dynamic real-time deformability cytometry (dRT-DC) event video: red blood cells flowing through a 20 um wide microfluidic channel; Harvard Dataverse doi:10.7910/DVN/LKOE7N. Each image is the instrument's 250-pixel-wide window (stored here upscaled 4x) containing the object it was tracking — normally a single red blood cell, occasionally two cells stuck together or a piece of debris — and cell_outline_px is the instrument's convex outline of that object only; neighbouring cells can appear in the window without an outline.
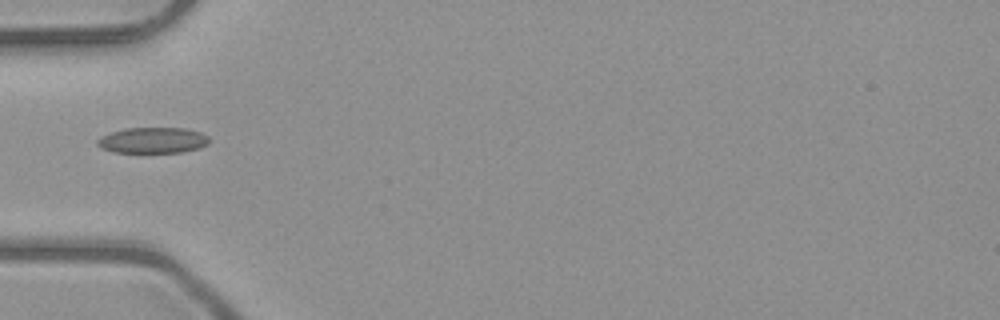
{"species": "common noctule bat (a hibernating species)", "species_latin": "Nyctalus noctula", "temperature_condition": "room temperature", "stored_images_in_passage": 33, "camera_frame_rate_fps": 3000, "um_per_image_px": 0.085, "animal": {"sex": "male", "body_mass_g": 23.1, "forearm_length_mm": 52.7}, "frame": {"image": 1, "passage_image": 1, "time_ms": 0.0, "image_size_px": [1000, 320], "cell_outline_px": [[212, 140], [208, 144], [200, 148], [180, 152], [112, 152], [100, 148], [96, 144], [96, 140], [100, 136], [124, 128], [184, 128], [200, 132], [208, 136]], "centroid_in_image_um": [12.98, 11.92], "position_along_channel_um": 72.0, "area_um2": 16.99}}
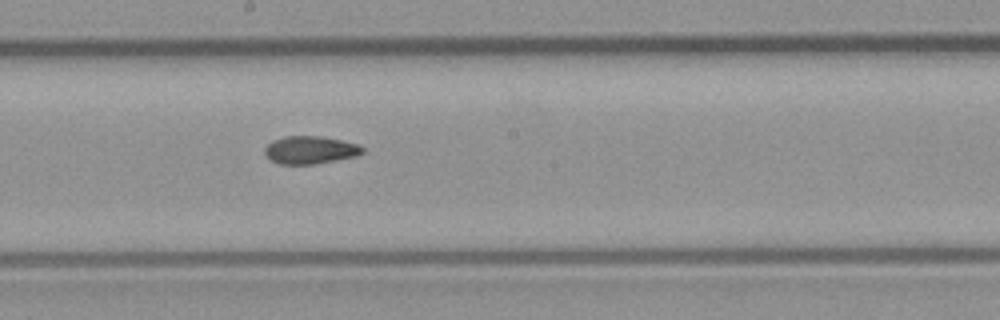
{"frame": {"image": 2, "passage_image": 12, "time_ms": 3.667, "image_size_px": [1000, 320], "cell_outline_px": [[364, 152], [356, 156], [312, 164], [280, 164], [264, 156], [264, 148], [272, 140], [284, 136], [320, 136], [340, 140], [356, 144], [364, 148]], "centroid_in_image_um": [26.32, 12.74], "position_along_channel_um": 221.9, "area_um2": 15.72}}
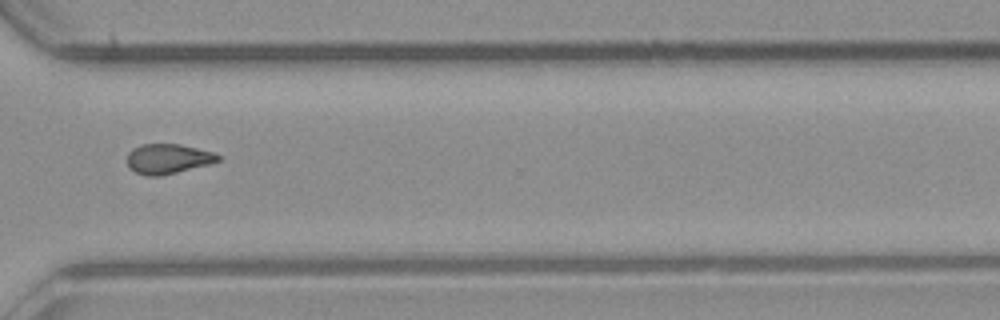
{"frame": {"image": 3, "passage_image": 22, "time_ms": 7.0, "image_size_px": [1000, 320], "cell_outline_px": [[220, 160], [212, 164], [160, 176], [148, 176], [136, 172], [128, 168], [128, 152], [132, 148], [140, 144], [180, 144], [212, 152], [220, 156]], "centroid_in_image_um": [14.27, 13.5], "position_along_channel_um": 356.3, "area_um2": 15.9}, "authors_computed_cell_mechanics": {"area_um2": 16.0684, "velocity_mm_per_s": 4.0448, "shape_relaxation_time_tau1_ms": null, "shape_relaxation_time_tau2_ms": 3.0131, "deformation_change_tau1": null, "deformation_change_tau2": 0.0863}}